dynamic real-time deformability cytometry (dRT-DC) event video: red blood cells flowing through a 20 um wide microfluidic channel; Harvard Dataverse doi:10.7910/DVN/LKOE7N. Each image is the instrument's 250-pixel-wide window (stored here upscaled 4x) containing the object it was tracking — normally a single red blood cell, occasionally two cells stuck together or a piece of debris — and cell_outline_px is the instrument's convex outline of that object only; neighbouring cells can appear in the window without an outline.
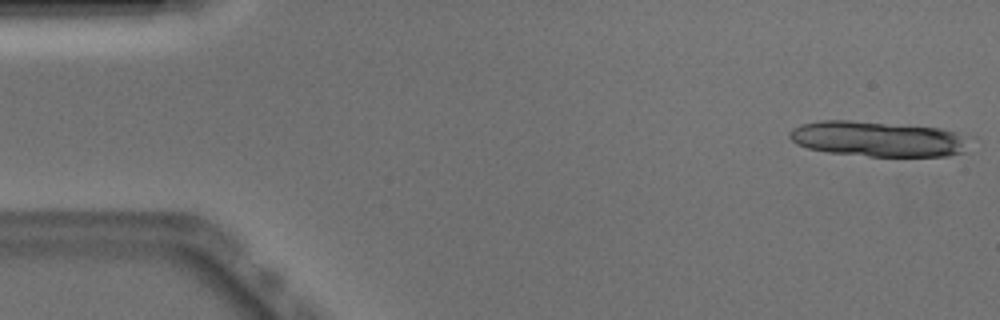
{"species": "Egyptian fruit bat (a non-hibernating species)", "species_latin": "Rousettus aegyptiacus", "temperature_condition": "warm", "stored_images_in_passage": 12, "camera_frame_rate_fps": 3000, "um_per_image_px": 0.085, "animal": {"sex": "male"}, "frame": {"image": 1, "passage_image": 1, "time_ms": 0.0, "image_size_px": [1000, 320], "cell_outline_px": [[964, 152], [948, 156], [868, 156], [828, 152], [808, 148], [796, 144], [788, 136], [788, 132], [792, 128], [800, 124], [820, 120], [848, 120], [940, 128], [956, 132], [964, 136]], "centroid_in_image_um": [74.52, 11.8], "position_along_channel_um": 10.5, "area_um2": 36.76}}